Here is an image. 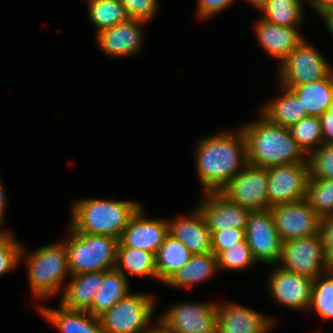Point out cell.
Segmentation results:
<instances>
[{"label": "cell", "instance_id": "35", "mask_svg": "<svg viewBox=\"0 0 333 333\" xmlns=\"http://www.w3.org/2000/svg\"><path fill=\"white\" fill-rule=\"evenodd\" d=\"M309 179H333V144H321L307 156Z\"/></svg>", "mask_w": 333, "mask_h": 333}, {"label": "cell", "instance_id": "45", "mask_svg": "<svg viewBox=\"0 0 333 333\" xmlns=\"http://www.w3.org/2000/svg\"><path fill=\"white\" fill-rule=\"evenodd\" d=\"M155 321H157L154 325L150 327V330L146 333H174L172 331H170L169 329H167L160 321H158L157 319H155Z\"/></svg>", "mask_w": 333, "mask_h": 333}, {"label": "cell", "instance_id": "22", "mask_svg": "<svg viewBox=\"0 0 333 333\" xmlns=\"http://www.w3.org/2000/svg\"><path fill=\"white\" fill-rule=\"evenodd\" d=\"M103 280L104 271L71 275L61 295L60 304L70 310L87 312Z\"/></svg>", "mask_w": 333, "mask_h": 333}, {"label": "cell", "instance_id": "10", "mask_svg": "<svg viewBox=\"0 0 333 333\" xmlns=\"http://www.w3.org/2000/svg\"><path fill=\"white\" fill-rule=\"evenodd\" d=\"M245 239L257 263L273 267L278 264L283 241L276 230L270 209L250 212L245 228Z\"/></svg>", "mask_w": 333, "mask_h": 333}, {"label": "cell", "instance_id": "31", "mask_svg": "<svg viewBox=\"0 0 333 333\" xmlns=\"http://www.w3.org/2000/svg\"><path fill=\"white\" fill-rule=\"evenodd\" d=\"M310 309H314L322 319H333V269L314 279Z\"/></svg>", "mask_w": 333, "mask_h": 333}, {"label": "cell", "instance_id": "33", "mask_svg": "<svg viewBox=\"0 0 333 333\" xmlns=\"http://www.w3.org/2000/svg\"><path fill=\"white\" fill-rule=\"evenodd\" d=\"M289 129L292 137L297 141L299 147L307 156L323 144L320 117H304Z\"/></svg>", "mask_w": 333, "mask_h": 333}, {"label": "cell", "instance_id": "47", "mask_svg": "<svg viewBox=\"0 0 333 333\" xmlns=\"http://www.w3.org/2000/svg\"><path fill=\"white\" fill-rule=\"evenodd\" d=\"M84 1H86L87 6H88V5H91V4H94V3H98L99 1H103V0H84Z\"/></svg>", "mask_w": 333, "mask_h": 333}, {"label": "cell", "instance_id": "39", "mask_svg": "<svg viewBox=\"0 0 333 333\" xmlns=\"http://www.w3.org/2000/svg\"><path fill=\"white\" fill-rule=\"evenodd\" d=\"M236 0H197L196 14L201 20H209L216 14H221L229 6H233Z\"/></svg>", "mask_w": 333, "mask_h": 333}, {"label": "cell", "instance_id": "46", "mask_svg": "<svg viewBox=\"0 0 333 333\" xmlns=\"http://www.w3.org/2000/svg\"><path fill=\"white\" fill-rule=\"evenodd\" d=\"M251 4V6H254L257 10H259L266 2L267 0H244Z\"/></svg>", "mask_w": 333, "mask_h": 333}, {"label": "cell", "instance_id": "28", "mask_svg": "<svg viewBox=\"0 0 333 333\" xmlns=\"http://www.w3.org/2000/svg\"><path fill=\"white\" fill-rule=\"evenodd\" d=\"M127 279L129 276L153 278L158 281L155 255L127 246L117 247L116 267Z\"/></svg>", "mask_w": 333, "mask_h": 333}, {"label": "cell", "instance_id": "15", "mask_svg": "<svg viewBox=\"0 0 333 333\" xmlns=\"http://www.w3.org/2000/svg\"><path fill=\"white\" fill-rule=\"evenodd\" d=\"M197 208L210 232L227 228L245 229L250 210L230 201L221 192L203 193Z\"/></svg>", "mask_w": 333, "mask_h": 333}, {"label": "cell", "instance_id": "14", "mask_svg": "<svg viewBox=\"0 0 333 333\" xmlns=\"http://www.w3.org/2000/svg\"><path fill=\"white\" fill-rule=\"evenodd\" d=\"M267 288L275 303L296 311L309 309L314 280L275 265L269 272Z\"/></svg>", "mask_w": 333, "mask_h": 333}, {"label": "cell", "instance_id": "13", "mask_svg": "<svg viewBox=\"0 0 333 333\" xmlns=\"http://www.w3.org/2000/svg\"><path fill=\"white\" fill-rule=\"evenodd\" d=\"M282 241L320 234L321 218L304 199L270 208Z\"/></svg>", "mask_w": 333, "mask_h": 333}, {"label": "cell", "instance_id": "36", "mask_svg": "<svg viewBox=\"0 0 333 333\" xmlns=\"http://www.w3.org/2000/svg\"><path fill=\"white\" fill-rule=\"evenodd\" d=\"M21 242L9 230H0V277L20 265Z\"/></svg>", "mask_w": 333, "mask_h": 333}, {"label": "cell", "instance_id": "2", "mask_svg": "<svg viewBox=\"0 0 333 333\" xmlns=\"http://www.w3.org/2000/svg\"><path fill=\"white\" fill-rule=\"evenodd\" d=\"M246 140L248 164L270 168L293 163H308L287 127L277 126L260 116L255 122L239 126Z\"/></svg>", "mask_w": 333, "mask_h": 333}, {"label": "cell", "instance_id": "18", "mask_svg": "<svg viewBox=\"0 0 333 333\" xmlns=\"http://www.w3.org/2000/svg\"><path fill=\"white\" fill-rule=\"evenodd\" d=\"M274 320L236 302L218 303L217 333H269L275 325Z\"/></svg>", "mask_w": 333, "mask_h": 333}, {"label": "cell", "instance_id": "8", "mask_svg": "<svg viewBox=\"0 0 333 333\" xmlns=\"http://www.w3.org/2000/svg\"><path fill=\"white\" fill-rule=\"evenodd\" d=\"M282 269L314 280L329 270L320 234L283 242L280 261Z\"/></svg>", "mask_w": 333, "mask_h": 333}, {"label": "cell", "instance_id": "19", "mask_svg": "<svg viewBox=\"0 0 333 333\" xmlns=\"http://www.w3.org/2000/svg\"><path fill=\"white\" fill-rule=\"evenodd\" d=\"M299 30L300 27L279 26L261 18L254 25L256 40L270 57L278 61V66L305 40Z\"/></svg>", "mask_w": 333, "mask_h": 333}, {"label": "cell", "instance_id": "42", "mask_svg": "<svg viewBox=\"0 0 333 333\" xmlns=\"http://www.w3.org/2000/svg\"><path fill=\"white\" fill-rule=\"evenodd\" d=\"M306 2L318 15L328 9L333 8V0H306Z\"/></svg>", "mask_w": 333, "mask_h": 333}, {"label": "cell", "instance_id": "24", "mask_svg": "<svg viewBox=\"0 0 333 333\" xmlns=\"http://www.w3.org/2000/svg\"><path fill=\"white\" fill-rule=\"evenodd\" d=\"M280 96L260 107V115L268 122L290 128L307 117L298 97L287 87L279 84Z\"/></svg>", "mask_w": 333, "mask_h": 333}, {"label": "cell", "instance_id": "37", "mask_svg": "<svg viewBox=\"0 0 333 333\" xmlns=\"http://www.w3.org/2000/svg\"><path fill=\"white\" fill-rule=\"evenodd\" d=\"M127 11L129 18L145 23L151 21L159 12V0H118Z\"/></svg>", "mask_w": 333, "mask_h": 333}, {"label": "cell", "instance_id": "34", "mask_svg": "<svg viewBox=\"0 0 333 333\" xmlns=\"http://www.w3.org/2000/svg\"><path fill=\"white\" fill-rule=\"evenodd\" d=\"M218 269L241 271L248 269L257 262L255 261L251 249L246 239L242 242L235 243L226 250L221 251L217 255Z\"/></svg>", "mask_w": 333, "mask_h": 333}, {"label": "cell", "instance_id": "20", "mask_svg": "<svg viewBox=\"0 0 333 333\" xmlns=\"http://www.w3.org/2000/svg\"><path fill=\"white\" fill-rule=\"evenodd\" d=\"M189 216L167 219L169 234L182 242L192 254L212 252L211 233L197 207Z\"/></svg>", "mask_w": 333, "mask_h": 333}, {"label": "cell", "instance_id": "1", "mask_svg": "<svg viewBox=\"0 0 333 333\" xmlns=\"http://www.w3.org/2000/svg\"><path fill=\"white\" fill-rule=\"evenodd\" d=\"M195 146L202 193L220 192L248 164L246 140L239 127L198 139Z\"/></svg>", "mask_w": 333, "mask_h": 333}, {"label": "cell", "instance_id": "38", "mask_svg": "<svg viewBox=\"0 0 333 333\" xmlns=\"http://www.w3.org/2000/svg\"><path fill=\"white\" fill-rule=\"evenodd\" d=\"M211 233L212 252L217 256L221 251L228 249L235 243L245 240V229L227 228Z\"/></svg>", "mask_w": 333, "mask_h": 333}, {"label": "cell", "instance_id": "30", "mask_svg": "<svg viewBox=\"0 0 333 333\" xmlns=\"http://www.w3.org/2000/svg\"><path fill=\"white\" fill-rule=\"evenodd\" d=\"M87 7L89 20L97 28L96 34L129 19L126 8L118 0H103Z\"/></svg>", "mask_w": 333, "mask_h": 333}, {"label": "cell", "instance_id": "9", "mask_svg": "<svg viewBox=\"0 0 333 333\" xmlns=\"http://www.w3.org/2000/svg\"><path fill=\"white\" fill-rule=\"evenodd\" d=\"M217 311V301L179 302L157 320L174 333H217Z\"/></svg>", "mask_w": 333, "mask_h": 333}, {"label": "cell", "instance_id": "17", "mask_svg": "<svg viewBox=\"0 0 333 333\" xmlns=\"http://www.w3.org/2000/svg\"><path fill=\"white\" fill-rule=\"evenodd\" d=\"M147 23L129 18L96 34L98 47L109 57H132L140 53Z\"/></svg>", "mask_w": 333, "mask_h": 333}, {"label": "cell", "instance_id": "44", "mask_svg": "<svg viewBox=\"0 0 333 333\" xmlns=\"http://www.w3.org/2000/svg\"><path fill=\"white\" fill-rule=\"evenodd\" d=\"M325 22L327 31L333 36V8L328 9L319 15Z\"/></svg>", "mask_w": 333, "mask_h": 333}, {"label": "cell", "instance_id": "40", "mask_svg": "<svg viewBox=\"0 0 333 333\" xmlns=\"http://www.w3.org/2000/svg\"><path fill=\"white\" fill-rule=\"evenodd\" d=\"M320 235L324 244L326 262L329 269H333V214L321 218Z\"/></svg>", "mask_w": 333, "mask_h": 333}, {"label": "cell", "instance_id": "25", "mask_svg": "<svg viewBox=\"0 0 333 333\" xmlns=\"http://www.w3.org/2000/svg\"><path fill=\"white\" fill-rule=\"evenodd\" d=\"M289 89L298 97L307 116L320 117L333 107V81L330 74L326 78Z\"/></svg>", "mask_w": 333, "mask_h": 333}, {"label": "cell", "instance_id": "29", "mask_svg": "<svg viewBox=\"0 0 333 333\" xmlns=\"http://www.w3.org/2000/svg\"><path fill=\"white\" fill-rule=\"evenodd\" d=\"M305 0H267L258 10L261 19L279 26L300 27L303 24Z\"/></svg>", "mask_w": 333, "mask_h": 333}, {"label": "cell", "instance_id": "41", "mask_svg": "<svg viewBox=\"0 0 333 333\" xmlns=\"http://www.w3.org/2000/svg\"><path fill=\"white\" fill-rule=\"evenodd\" d=\"M324 144H333V107L320 116Z\"/></svg>", "mask_w": 333, "mask_h": 333}, {"label": "cell", "instance_id": "5", "mask_svg": "<svg viewBox=\"0 0 333 333\" xmlns=\"http://www.w3.org/2000/svg\"><path fill=\"white\" fill-rule=\"evenodd\" d=\"M65 245L71 275L108 271L116 267L119 240L110 236L80 233L68 227Z\"/></svg>", "mask_w": 333, "mask_h": 333}, {"label": "cell", "instance_id": "23", "mask_svg": "<svg viewBox=\"0 0 333 333\" xmlns=\"http://www.w3.org/2000/svg\"><path fill=\"white\" fill-rule=\"evenodd\" d=\"M219 271L217 256L213 252L193 254L189 261L176 271L165 286L172 289H189L207 282Z\"/></svg>", "mask_w": 333, "mask_h": 333}, {"label": "cell", "instance_id": "16", "mask_svg": "<svg viewBox=\"0 0 333 333\" xmlns=\"http://www.w3.org/2000/svg\"><path fill=\"white\" fill-rule=\"evenodd\" d=\"M144 210L141 206L131 217L123 230L118 246L145 250L155 255L169 234L168 220L145 217Z\"/></svg>", "mask_w": 333, "mask_h": 333}, {"label": "cell", "instance_id": "32", "mask_svg": "<svg viewBox=\"0 0 333 333\" xmlns=\"http://www.w3.org/2000/svg\"><path fill=\"white\" fill-rule=\"evenodd\" d=\"M305 200L320 218L333 214V179H309Z\"/></svg>", "mask_w": 333, "mask_h": 333}, {"label": "cell", "instance_id": "4", "mask_svg": "<svg viewBox=\"0 0 333 333\" xmlns=\"http://www.w3.org/2000/svg\"><path fill=\"white\" fill-rule=\"evenodd\" d=\"M34 251L26 253L23 245L20 251V263L26 265L27 280L33 297L43 301L59 292L63 293L67 283H64L65 277L71 276L65 239Z\"/></svg>", "mask_w": 333, "mask_h": 333}, {"label": "cell", "instance_id": "11", "mask_svg": "<svg viewBox=\"0 0 333 333\" xmlns=\"http://www.w3.org/2000/svg\"><path fill=\"white\" fill-rule=\"evenodd\" d=\"M220 192L250 211L269 209L267 169L247 164Z\"/></svg>", "mask_w": 333, "mask_h": 333}, {"label": "cell", "instance_id": "27", "mask_svg": "<svg viewBox=\"0 0 333 333\" xmlns=\"http://www.w3.org/2000/svg\"><path fill=\"white\" fill-rule=\"evenodd\" d=\"M192 255L182 242L168 234L155 254L158 282L165 284L189 261Z\"/></svg>", "mask_w": 333, "mask_h": 333}, {"label": "cell", "instance_id": "26", "mask_svg": "<svg viewBox=\"0 0 333 333\" xmlns=\"http://www.w3.org/2000/svg\"><path fill=\"white\" fill-rule=\"evenodd\" d=\"M129 285V279L116 268L104 271L103 283L96 292L91 308L87 312L96 317L101 316L131 292Z\"/></svg>", "mask_w": 333, "mask_h": 333}, {"label": "cell", "instance_id": "7", "mask_svg": "<svg viewBox=\"0 0 333 333\" xmlns=\"http://www.w3.org/2000/svg\"><path fill=\"white\" fill-rule=\"evenodd\" d=\"M329 61L305 39L277 66L278 83L291 88L326 78L330 74Z\"/></svg>", "mask_w": 333, "mask_h": 333}, {"label": "cell", "instance_id": "21", "mask_svg": "<svg viewBox=\"0 0 333 333\" xmlns=\"http://www.w3.org/2000/svg\"><path fill=\"white\" fill-rule=\"evenodd\" d=\"M38 302V312L60 333H104L99 317L89 312L70 310L60 303L58 308H53Z\"/></svg>", "mask_w": 333, "mask_h": 333}, {"label": "cell", "instance_id": "6", "mask_svg": "<svg viewBox=\"0 0 333 333\" xmlns=\"http://www.w3.org/2000/svg\"><path fill=\"white\" fill-rule=\"evenodd\" d=\"M155 295L130 292L99 316L104 333H146L155 315ZM149 325V326H148Z\"/></svg>", "mask_w": 333, "mask_h": 333}, {"label": "cell", "instance_id": "48", "mask_svg": "<svg viewBox=\"0 0 333 333\" xmlns=\"http://www.w3.org/2000/svg\"><path fill=\"white\" fill-rule=\"evenodd\" d=\"M330 76H331L332 81H333V69H332V66H330Z\"/></svg>", "mask_w": 333, "mask_h": 333}, {"label": "cell", "instance_id": "43", "mask_svg": "<svg viewBox=\"0 0 333 333\" xmlns=\"http://www.w3.org/2000/svg\"><path fill=\"white\" fill-rule=\"evenodd\" d=\"M3 182L0 179V226L2 227V224L5 221V209L7 204V196H6V190L4 189ZM0 227V230H5Z\"/></svg>", "mask_w": 333, "mask_h": 333}, {"label": "cell", "instance_id": "12", "mask_svg": "<svg viewBox=\"0 0 333 333\" xmlns=\"http://www.w3.org/2000/svg\"><path fill=\"white\" fill-rule=\"evenodd\" d=\"M268 204L273 206L300 202L306 198L308 163H293L267 168Z\"/></svg>", "mask_w": 333, "mask_h": 333}, {"label": "cell", "instance_id": "3", "mask_svg": "<svg viewBox=\"0 0 333 333\" xmlns=\"http://www.w3.org/2000/svg\"><path fill=\"white\" fill-rule=\"evenodd\" d=\"M142 206L136 201L84 198L73 201L70 225L80 233L120 239L131 217Z\"/></svg>", "mask_w": 333, "mask_h": 333}]
</instances>
